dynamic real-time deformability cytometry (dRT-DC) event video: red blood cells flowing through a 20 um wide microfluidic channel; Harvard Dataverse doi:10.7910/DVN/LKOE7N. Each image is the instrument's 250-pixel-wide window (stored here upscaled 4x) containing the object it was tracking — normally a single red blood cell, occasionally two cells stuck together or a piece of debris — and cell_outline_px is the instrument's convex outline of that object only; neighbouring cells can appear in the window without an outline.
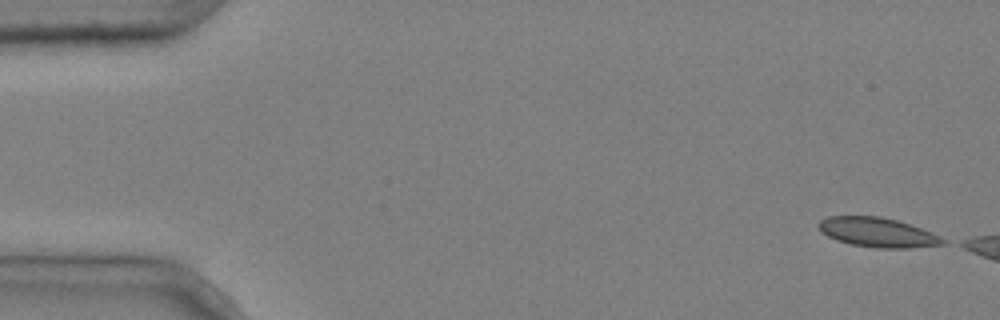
{"species": "common noctule bat (a hibernating species)", "species_latin": "Nyctalus noctula", "temperature_condition": "cold", "stored_images_in_passage": 4, "segment_of_instrument_passage": [2, 2], "camera_frame_rate_fps": 3000, "um_per_image_px": 0.085, "animal": {"sex": "male", "body_mass_g": 20.4}, "frame": {"image": 1, "passage_image": 4, "time_ms": 1.0, "image_size_px": [1000, 320], "cell_outline_px": [[948, 244], [912, 248], [876, 248], [852, 244], [836, 240], [820, 232], [816, 224], [820, 220], [828, 216], [880, 216], [896, 220], [932, 232], [948, 240]], "centroid_in_image_um": [74.61, 19.76], "position_along_channel_um": 10.4, "area_um2": 21.56}}